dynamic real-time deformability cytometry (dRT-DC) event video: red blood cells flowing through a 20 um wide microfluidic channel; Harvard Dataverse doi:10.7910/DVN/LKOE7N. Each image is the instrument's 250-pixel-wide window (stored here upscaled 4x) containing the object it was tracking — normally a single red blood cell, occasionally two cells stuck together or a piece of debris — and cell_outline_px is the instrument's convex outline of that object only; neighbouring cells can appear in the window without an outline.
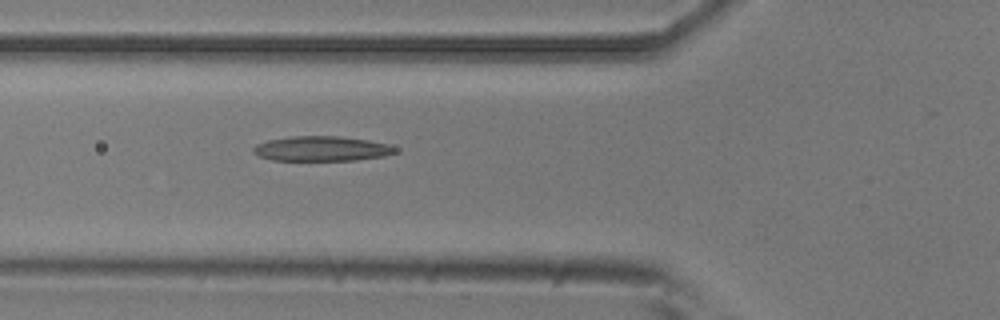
{"species": "common noctule bat (a hibernating species)", "species_latin": "Nyctalus noctula", "temperature_condition": "room temperature", "stored_images_in_passage": 3, "camera_frame_rate_fps": 3000, "um_per_image_px": 0.085, "animal": {"sex": "male", "body_mass_g": 20.5, "forearm_length_mm": 52.5}, "frame": {"image": 1, "passage_image": 3, "time_ms": 2.0, "image_size_px": [1000, 320], "cell_outline_px": [[396, 152], [384, 156], [356, 160], [272, 160], [260, 156], [252, 152], [252, 148], [256, 144], [268, 140], [292, 136], [336, 136], [368, 140], [388, 144], [396, 148]], "centroid_in_image_um": [27.31, 12.63], "position_along_channel_um": 98.5, "area_um2": 20.46}}